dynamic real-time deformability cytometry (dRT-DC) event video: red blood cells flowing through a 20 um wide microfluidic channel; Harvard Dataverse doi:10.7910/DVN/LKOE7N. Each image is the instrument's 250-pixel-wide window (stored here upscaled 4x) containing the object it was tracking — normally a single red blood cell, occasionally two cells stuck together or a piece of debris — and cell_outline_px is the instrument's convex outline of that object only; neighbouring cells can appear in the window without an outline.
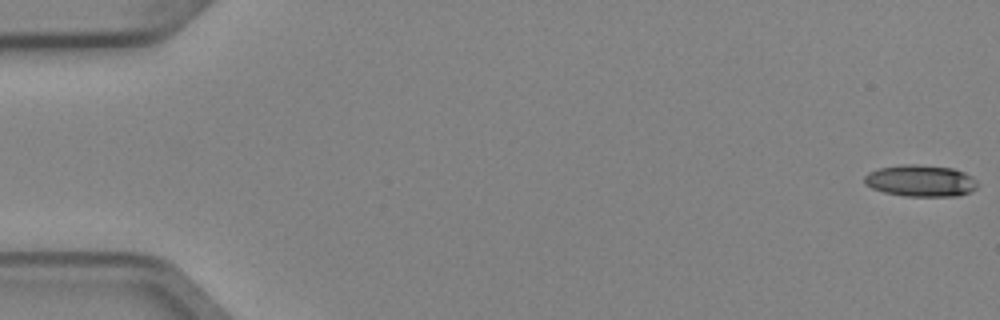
{"species": "Egyptian fruit bat (a non-hibernating species)", "species_latin": "Rousettus aegyptiacus", "temperature_condition": "cold", "stored_images_in_passage": 5, "camera_frame_rate_fps": 3000, "um_per_image_px": 0.085, "animal": {"sex": "female"}, "frame": {"image": 1, "passage_image": 1, "time_ms": 0.0, "image_size_px": [1000, 320], "cell_outline_px": [[980, 184], [976, 188], [968, 192], [956, 196], [904, 196], [884, 192], [872, 188], [864, 184], [864, 176], [868, 172], [880, 168], [904, 164], [916, 164], [952, 168], [964, 172], [972, 176]], "centroid_in_image_um": [78.25, 15.36], "position_along_channel_um": 6.7, "area_um2": 20.92}}
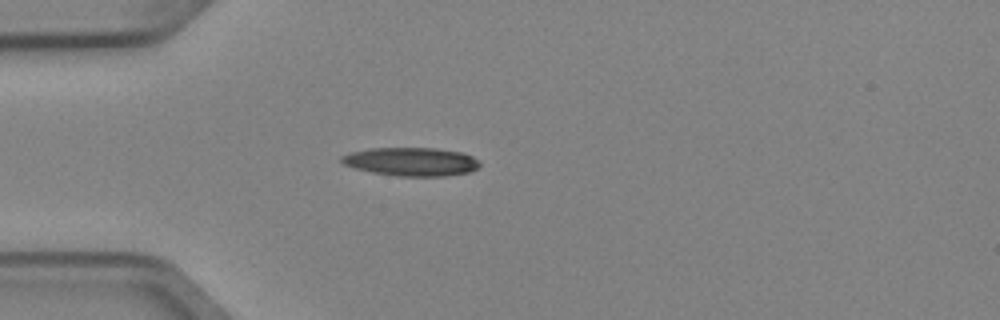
{"frame": {"image": 2, "passage_image": 4, "time_ms": 1.0, "image_size_px": [1000, 320], "cell_outline_px": [[480, 168], [468, 172], [448, 176], [396, 176], [372, 172], [356, 168], [344, 164], [340, 160], [340, 156], [348, 152], [368, 148], [436, 148], [460, 152], [472, 156], [480, 160]], "centroid_in_image_um": [34.96, 13.74], "position_along_channel_um": 50.0, "area_um2": 23.12}}